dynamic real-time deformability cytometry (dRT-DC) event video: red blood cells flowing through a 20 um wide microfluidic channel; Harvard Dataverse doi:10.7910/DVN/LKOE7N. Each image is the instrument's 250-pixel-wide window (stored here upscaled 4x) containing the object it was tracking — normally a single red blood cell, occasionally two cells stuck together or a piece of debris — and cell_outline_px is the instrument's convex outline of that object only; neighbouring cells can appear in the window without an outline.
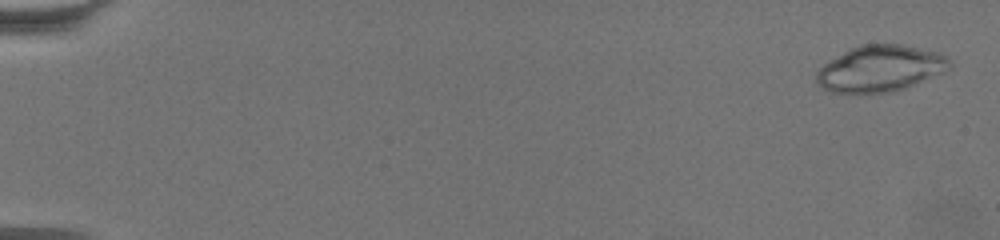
{"species": "common noctule bat (a hibernating species)", "species_latin": "Nyctalus noctula", "temperature_condition": "warm", "stored_images_in_passage": 63, "camera_frame_rate_fps": 3000, "um_per_image_px": 0.085, "animal": {"sex": "female", "body_mass_g": 19.5, "forearm_length_mm": 54.1}, "frame": {"image": 1, "passage_image": 2, "time_ms": 0.333, "image_size_px": [1000, 240], "cell_outline_px": [[952, 64], [948, 68], [940, 72], [904, 88], [892, 92], [832, 92], [824, 88], [816, 80], [816, 72], [824, 64], [844, 52], [852, 48], [864, 44], [900, 44], [936, 52], [948, 56]], "centroid_in_image_um": [74.81, 5.81], "position_along_channel_um": 10.2, "area_um2": 34.97}}
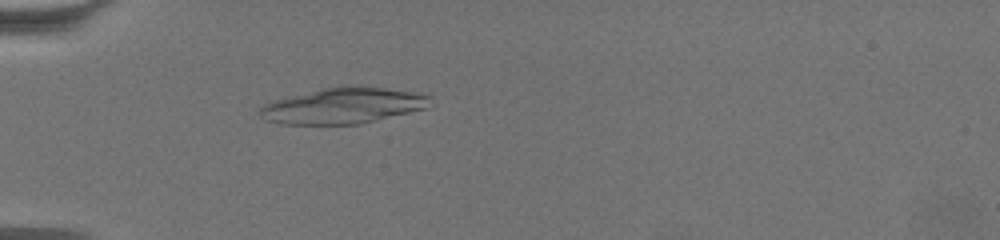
{"frame": {"image": 2, "passage_image": 21, "time_ms": 6.667, "image_size_px": [1000, 240], "cell_outline_px": [[428, 108], [360, 124], [280, 124], [264, 120], [260, 116], [260, 108], [264, 104], [272, 100], [340, 84], [352, 84], [408, 92], [428, 96]], "centroid_in_image_um": [29.08, 8.98], "position_along_channel_um": 55.9, "area_um2": 35.55}}